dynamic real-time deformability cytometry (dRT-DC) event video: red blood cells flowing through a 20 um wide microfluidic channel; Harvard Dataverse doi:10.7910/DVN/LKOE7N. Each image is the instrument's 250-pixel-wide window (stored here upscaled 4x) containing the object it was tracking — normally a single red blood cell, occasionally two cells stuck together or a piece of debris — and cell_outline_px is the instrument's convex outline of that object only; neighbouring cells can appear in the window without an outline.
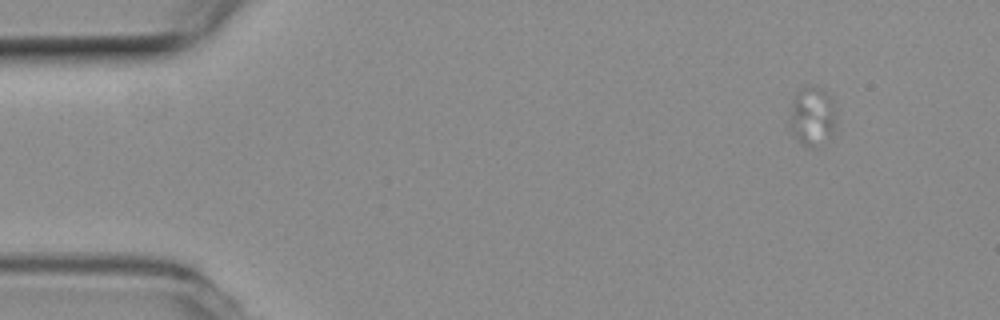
{"species": "common noctule bat (a hibernating species)", "species_latin": "Nyctalus noctula", "temperature_condition": "room temperature", "stored_images_in_passage": 21, "camera_frame_rate_fps": 3000, "um_per_image_px": 0.085, "animal": {"sex": "female", "body_mass_g": 19.3, "forearm_length_mm": 54.1}, "frame": {"image": 1, "passage_image": 1, "time_ms": 0.0, "image_size_px": [1000, 320], "cell_outline_px": [[836, 124], [832, 132], [816, 148], [804, 148], [784, 128], [796, 92], [804, 88], [820, 88], [836, 104]], "centroid_in_image_um": [68.96, 9.98], "position_along_channel_um": 16.0, "area_um2": 16.65}}
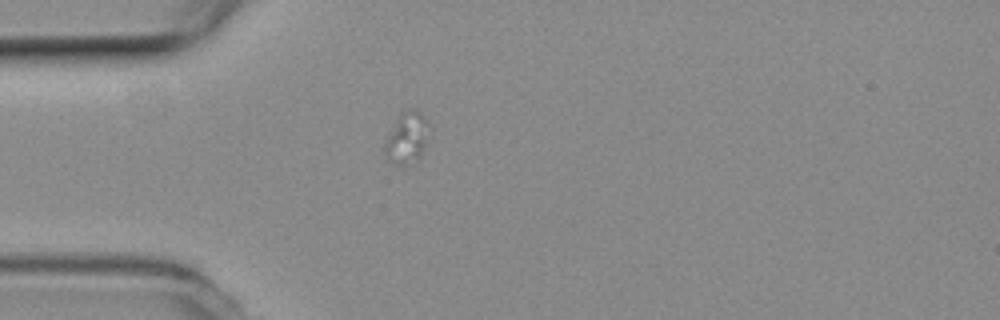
{"frame": {"image": 2, "passage_image": 12, "time_ms": 3.667, "image_size_px": [1000, 320], "cell_outline_px": [[424, 144], [420, 156], [404, 164], [400, 164], [384, 156], [384, 140], [400, 112], [404, 108], [412, 108], [420, 112], [424, 120]], "centroid_in_image_um": [34.46, 11.66], "position_along_channel_um": 50.5, "area_um2": 12.37}}